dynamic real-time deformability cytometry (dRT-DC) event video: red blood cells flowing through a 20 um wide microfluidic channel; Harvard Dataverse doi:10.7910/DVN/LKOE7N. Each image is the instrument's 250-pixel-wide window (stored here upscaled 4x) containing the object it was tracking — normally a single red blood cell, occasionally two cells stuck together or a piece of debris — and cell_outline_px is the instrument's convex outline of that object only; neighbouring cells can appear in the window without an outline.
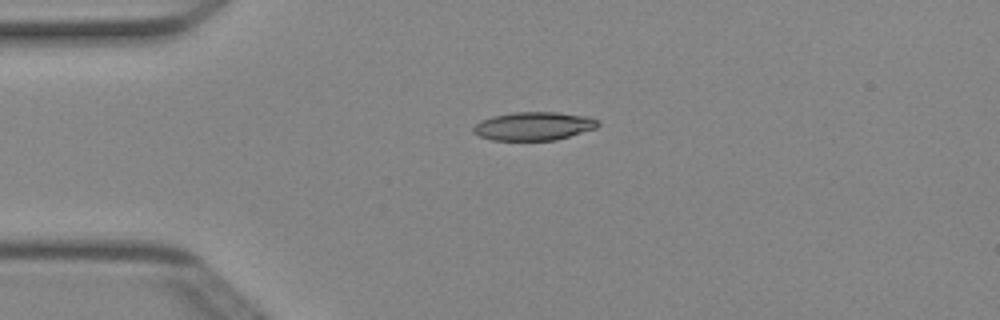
{"species": "Egyptian fruit bat (a non-hibernating species)", "species_latin": "Rousettus aegyptiacus", "temperature_condition": "cold", "stored_images_in_passage": 1, "camera_frame_rate_fps": 3000, "um_per_image_px": 0.085, "animal": {"sex": "female"}, "frame": {"image": 1, "passage_image": 1, "time_ms": 0.0, "image_size_px": [1000, 320], "cell_outline_px": [[600, 124], [596, 128], [556, 140], [492, 140], [480, 136], [472, 132], [472, 128], [480, 120], [492, 116], [512, 112], [556, 112], [588, 116], [596, 120]], "centroid_in_image_um": [45.34, 10.71], "position_along_channel_um": 39.7, "area_um2": 20.63}}